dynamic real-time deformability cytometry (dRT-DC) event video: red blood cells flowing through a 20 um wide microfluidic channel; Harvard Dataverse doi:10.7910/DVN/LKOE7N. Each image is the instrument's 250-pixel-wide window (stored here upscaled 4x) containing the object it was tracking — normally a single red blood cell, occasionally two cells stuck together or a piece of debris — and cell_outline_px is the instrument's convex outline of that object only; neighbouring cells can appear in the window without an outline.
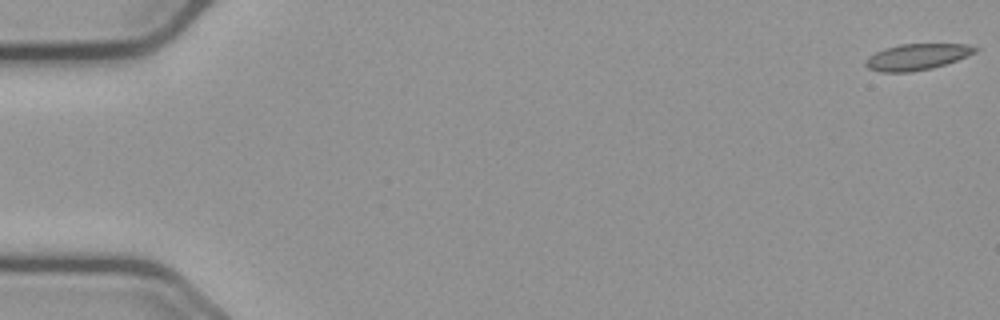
{"species": "common noctule bat (a hibernating species)", "species_latin": "Nyctalus noctula", "temperature_condition": "cold", "stored_images_in_passage": 18, "camera_frame_rate_fps": 3000, "um_per_image_px": 0.085, "animal": {"sex": "male", "body_mass_g": 23.1, "forearm_length_mm": 52.7}, "frame": {"image": 1, "passage_image": 1, "time_ms": 0.0, "image_size_px": [1000, 320], "cell_outline_px": [[980, 48], [976, 52], [956, 60], [932, 68], [912, 72], [880, 72], [868, 68], [864, 64], [864, 60], [868, 56], [884, 48], [900, 44], [968, 44]], "centroid_in_image_um": [77.91, 4.83], "position_along_channel_um": 7.1, "area_um2": 16.76}}